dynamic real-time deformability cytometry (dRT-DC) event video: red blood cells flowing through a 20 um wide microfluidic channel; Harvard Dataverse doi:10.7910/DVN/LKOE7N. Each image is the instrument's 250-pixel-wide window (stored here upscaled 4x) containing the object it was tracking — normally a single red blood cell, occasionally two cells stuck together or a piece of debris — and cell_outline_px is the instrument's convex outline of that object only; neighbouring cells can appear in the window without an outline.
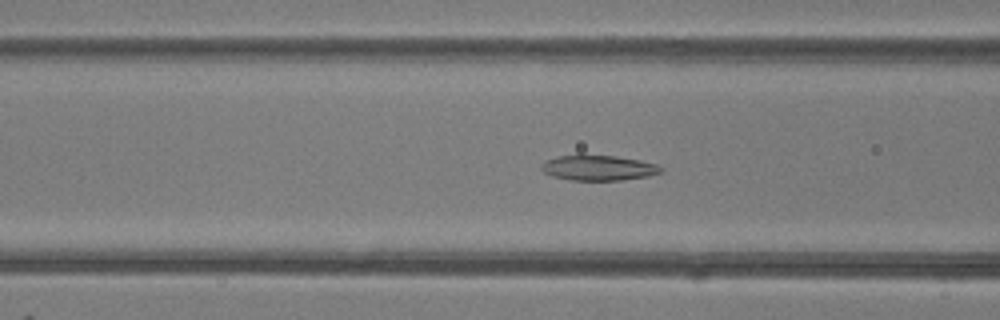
{"species": "common noctule bat (a hibernating species)", "species_latin": "Nyctalus noctula", "temperature_condition": "room temperature", "stored_images_in_passage": 48, "camera_frame_rate_fps": 3000, "um_per_image_px": 0.085, "animal": {"sex": "female"}, "frame": {"image": 1, "passage_image": 19, "time_ms": 6.0, "image_size_px": [1000, 320], "cell_outline_px": [[664, 168], [660, 172], [648, 176], [620, 180], [568, 180], [552, 176], [544, 172], [540, 168], [540, 164], [556, 156], [580, 152], [616, 156], [640, 160], [656, 164]], "centroid_in_image_um": [50.8, 14.22], "position_along_channel_um": 115.8, "area_um2": 18.21}}
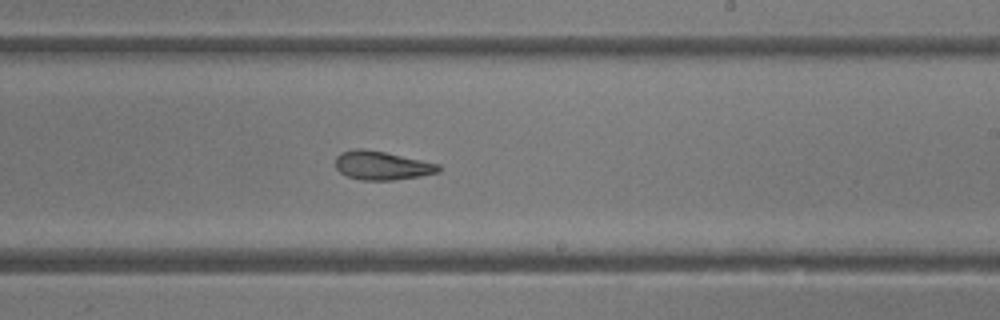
{"frame": {"image": 2, "passage_image": 29, "time_ms": 9.333, "image_size_px": [1000, 320], "cell_outline_px": [[440, 172], [420, 176], [392, 180], [360, 180], [348, 176], [340, 172], [336, 168], [336, 156], [340, 152], [356, 148], [360, 148], [384, 152], [440, 164]], "centroid_in_image_um": [32.45, 14.07], "position_along_channel_um": 256.6, "area_um2": 17.17}}
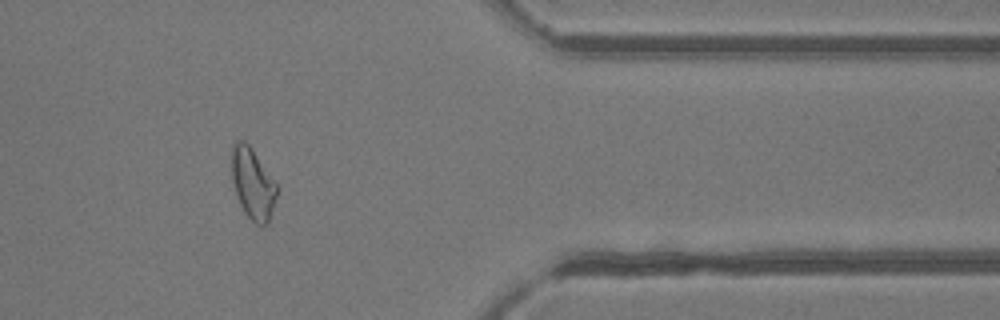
{"frame": {"image": 3, "passage_image": 40, "time_ms": 13.0, "image_size_px": [1000, 320], "cell_outline_px": [[276, 196], [268, 224], [256, 224], [244, 212], [236, 196], [232, 180], [232, 144], [236, 140], [244, 140], [252, 148], [276, 184]], "centroid_in_image_um": [21.45, 15.59], "position_along_channel_um": 389.9, "area_um2": 18.38}, "authors_computed_cell_mechanics": {"area_um2": 19.3052, "velocity_mm_per_s": 4.2232, "shape_relaxation_time_tau1_ms": 4.6055, "shape_relaxation_time_tau2_ms": 2.7099, "deformation_change_tau1": 0.1493, "deformation_change_tau2": 0.1086}}